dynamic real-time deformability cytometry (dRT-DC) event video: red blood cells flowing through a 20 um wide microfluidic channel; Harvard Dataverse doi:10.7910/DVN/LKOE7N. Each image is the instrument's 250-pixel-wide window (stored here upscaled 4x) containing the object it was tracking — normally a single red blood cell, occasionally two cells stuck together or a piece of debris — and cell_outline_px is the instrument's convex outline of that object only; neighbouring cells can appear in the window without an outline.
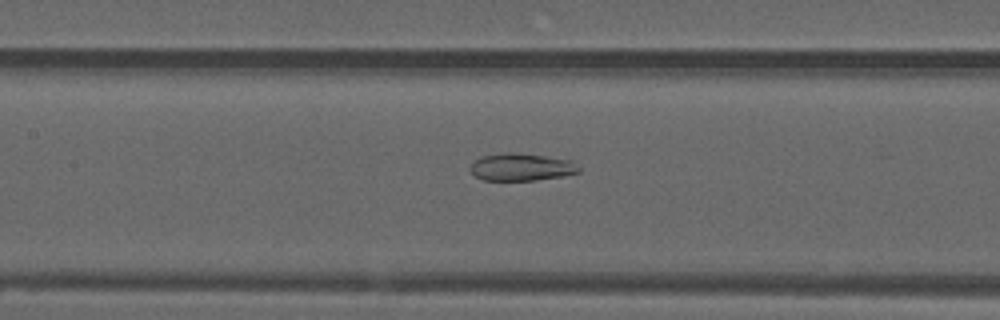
{"species": "common noctule bat (a hibernating species)", "species_latin": "Nyctalus noctula", "temperature_condition": "warm", "stored_images_in_passage": 54, "camera_frame_rate_fps": 3000, "um_per_image_px": 0.085, "animal": {"sex": "male", "forearm_length_mm": 52.5}, "frame": {"image": 1, "passage_image": 25, "time_ms": 8.0, "image_size_px": [1000, 320], "cell_outline_px": [[580, 172], [560, 176], [536, 180], [484, 180], [476, 176], [468, 168], [480, 156], [504, 152], [512, 152], [544, 156], [572, 160], [580, 168]], "centroid_in_image_um": [44.3, 14.19], "position_along_channel_um": 163.1, "area_um2": 17.28}}
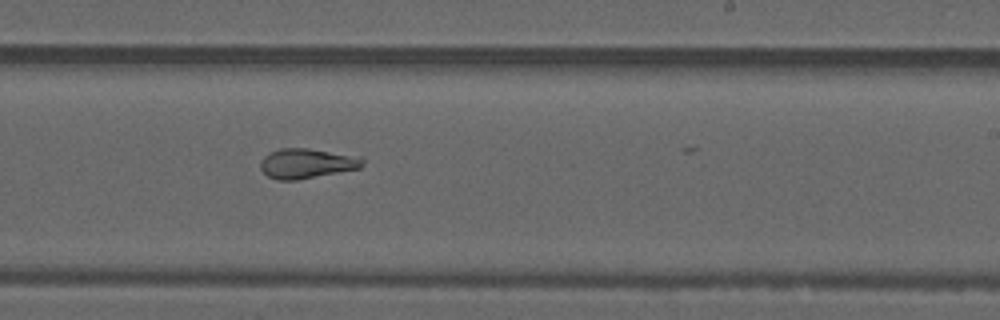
{"frame": {"image": 2, "passage_image": 33, "time_ms": 10.667, "image_size_px": [1000, 320], "cell_outline_px": [[364, 164], [360, 168], [296, 180], [276, 180], [268, 176], [260, 168], [260, 160], [268, 152], [280, 148], [308, 148], [364, 156]], "centroid_in_image_um": [26.09, 13.87], "position_along_channel_um": 262.9, "area_um2": 18.03}}
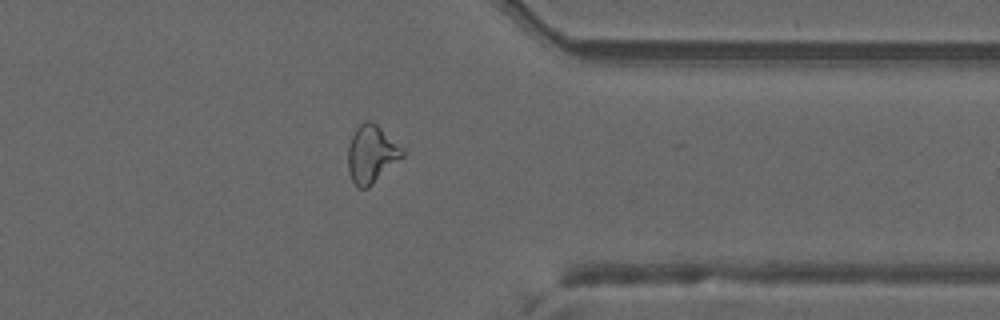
{"frame": {"image": 3, "passage_image": 43, "time_ms": 14.0, "image_size_px": [1000, 320], "cell_outline_px": [[404, 156], [368, 188], [356, 188], [348, 172], [348, 148], [352, 136], [356, 128], [364, 120], [372, 120], [404, 148]], "centroid_in_image_um": [31.58, 13.09], "position_along_channel_um": 379.8, "area_um2": 18.44}, "authors_computed_cell_mechanics": {"area_um2": 20.23, "velocity_mm_per_s": 3.7701, "shape_relaxation_time_tau1_ms": null, "shape_relaxation_time_tau2_ms": 3.4688, "deformation_change_tau1": null, "deformation_change_tau2": 0.1289}}